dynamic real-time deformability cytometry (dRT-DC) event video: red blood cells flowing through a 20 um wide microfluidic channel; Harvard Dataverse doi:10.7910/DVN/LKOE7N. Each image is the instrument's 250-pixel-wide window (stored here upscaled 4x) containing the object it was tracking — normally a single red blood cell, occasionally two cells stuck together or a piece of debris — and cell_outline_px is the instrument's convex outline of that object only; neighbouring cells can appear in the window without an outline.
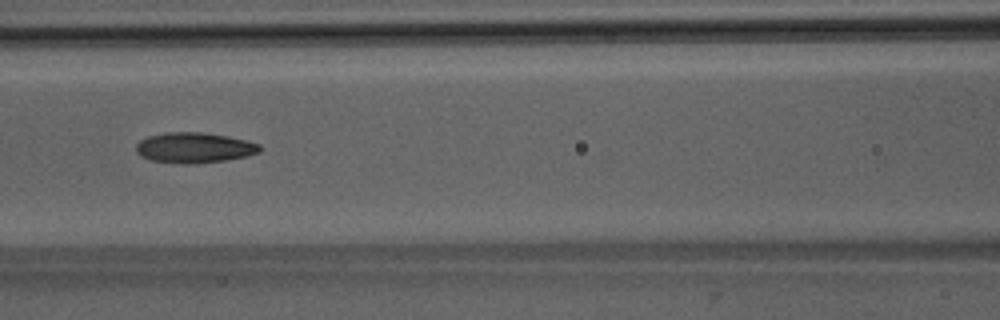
{"species": "Egyptian fruit bat (a non-hibernating species)", "species_latin": "Rousettus aegyptiacus", "temperature_condition": "room temperature", "stored_images_in_passage": 32, "camera_frame_rate_fps": 3000, "um_per_image_px": 0.085, "animal": {"sex": "male"}, "frame": {"image": 1, "passage_image": 13, "time_ms": 4.0, "image_size_px": [1000, 320], "cell_outline_px": [[264, 148], [260, 152], [244, 156], [224, 160], [192, 164], [184, 164], [152, 160], [140, 156], [136, 152], [136, 144], [140, 140], [148, 136], [168, 132], [200, 132], [228, 136], [248, 140], [260, 144]], "centroid_in_image_um": [16.53, 12.55], "position_along_channel_um": 150.1, "area_um2": 21.96}, "authors_computed_cell_mechanics": {"area_um2": 21.4149, "velocity_mm_per_s": 4.0024, "shape_relaxation_time_tau1_ms": 10.5214, "shape_relaxation_time_tau2_ms": 4.205, "deformation_change_tau1": 0.2232, "deformation_change_tau2": 0.1257}}